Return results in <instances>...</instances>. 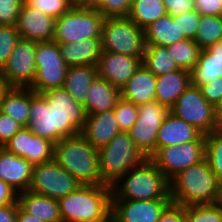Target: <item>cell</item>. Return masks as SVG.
I'll return each mask as SVG.
<instances>
[{"mask_svg":"<svg viewBox=\"0 0 222 222\" xmlns=\"http://www.w3.org/2000/svg\"><path fill=\"white\" fill-rule=\"evenodd\" d=\"M169 184L172 203L183 207L217 203L219 180L205 158L181 171Z\"/></svg>","mask_w":222,"mask_h":222,"instance_id":"obj_1","label":"cell"},{"mask_svg":"<svg viewBox=\"0 0 222 222\" xmlns=\"http://www.w3.org/2000/svg\"><path fill=\"white\" fill-rule=\"evenodd\" d=\"M53 159L82 185L106 184L101 179L98 149L81 134L54 144Z\"/></svg>","mask_w":222,"mask_h":222,"instance_id":"obj_2","label":"cell"},{"mask_svg":"<svg viewBox=\"0 0 222 222\" xmlns=\"http://www.w3.org/2000/svg\"><path fill=\"white\" fill-rule=\"evenodd\" d=\"M111 189V199H171L169 181L149 158L121 176Z\"/></svg>","mask_w":222,"mask_h":222,"instance_id":"obj_3","label":"cell"},{"mask_svg":"<svg viewBox=\"0 0 222 222\" xmlns=\"http://www.w3.org/2000/svg\"><path fill=\"white\" fill-rule=\"evenodd\" d=\"M110 185H80L58 199L63 222H93L111 210Z\"/></svg>","mask_w":222,"mask_h":222,"instance_id":"obj_4","label":"cell"},{"mask_svg":"<svg viewBox=\"0 0 222 222\" xmlns=\"http://www.w3.org/2000/svg\"><path fill=\"white\" fill-rule=\"evenodd\" d=\"M101 179L112 185L147 157L135 145L128 132H119L106 146L98 150Z\"/></svg>","mask_w":222,"mask_h":222,"instance_id":"obj_5","label":"cell"},{"mask_svg":"<svg viewBox=\"0 0 222 222\" xmlns=\"http://www.w3.org/2000/svg\"><path fill=\"white\" fill-rule=\"evenodd\" d=\"M104 19L103 14L90 3L77 2L68 12L55 19L53 41L65 44L101 38Z\"/></svg>","mask_w":222,"mask_h":222,"instance_id":"obj_6","label":"cell"},{"mask_svg":"<svg viewBox=\"0 0 222 222\" xmlns=\"http://www.w3.org/2000/svg\"><path fill=\"white\" fill-rule=\"evenodd\" d=\"M102 51L143 57L145 52L144 30L127 16L105 17L101 31Z\"/></svg>","mask_w":222,"mask_h":222,"instance_id":"obj_7","label":"cell"},{"mask_svg":"<svg viewBox=\"0 0 222 222\" xmlns=\"http://www.w3.org/2000/svg\"><path fill=\"white\" fill-rule=\"evenodd\" d=\"M170 112L205 135L221 128L216 108L203 97L201 89L194 85L182 93Z\"/></svg>","mask_w":222,"mask_h":222,"instance_id":"obj_8","label":"cell"},{"mask_svg":"<svg viewBox=\"0 0 222 222\" xmlns=\"http://www.w3.org/2000/svg\"><path fill=\"white\" fill-rule=\"evenodd\" d=\"M36 75L30 87L35 93H44L63 86L68 66L55 41L36 42Z\"/></svg>","mask_w":222,"mask_h":222,"instance_id":"obj_9","label":"cell"},{"mask_svg":"<svg viewBox=\"0 0 222 222\" xmlns=\"http://www.w3.org/2000/svg\"><path fill=\"white\" fill-rule=\"evenodd\" d=\"M206 135L197 141L159 148L149 159L170 182L177 174L205 158Z\"/></svg>","mask_w":222,"mask_h":222,"instance_id":"obj_10","label":"cell"},{"mask_svg":"<svg viewBox=\"0 0 222 222\" xmlns=\"http://www.w3.org/2000/svg\"><path fill=\"white\" fill-rule=\"evenodd\" d=\"M170 109L157 101L138 106V118L128 130L129 137L150 158L157 151V136Z\"/></svg>","mask_w":222,"mask_h":222,"instance_id":"obj_11","label":"cell"},{"mask_svg":"<svg viewBox=\"0 0 222 222\" xmlns=\"http://www.w3.org/2000/svg\"><path fill=\"white\" fill-rule=\"evenodd\" d=\"M82 185L65 171L54 159L33 166L29 191L35 194L59 199Z\"/></svg>","mask_w":222,"mask_h":222,"instance_id":"obj_12","label":"cell"},{"mask_svg":"<svg viewBox=\"0 0 222 222\" xmlns=\"http://www.w3.org/2000/svg\"><path fill=\"white\" fill-rule=\"evenodd\" d=\"M36 41L20 38L9 60L0 70V77L9 87L30 88L36 75Z\"/></svg>","mask_w":222,"mask_h":222,"instance_id":"obj_13","label":"cell"},{"mask_svg":"<svg viewBox=\"0 0 222 222\" xmlns=\"http://www.w3.org/2000/svg\"><path fill=\"white\" fill-rule=\"evenodd\" d=\"M3 148L33 166L53 160L54 143L35 135L27 127H22Z\"/></svg>","mask_w":222,"mask_h":222,"instance_id":"obj_14","label":"cell"},{"mask_svg":"<svg viewBox=\"0 0 222 222\" xmlns=\"http://www.w3.org/2000/svg\"><path fill=\"white\" fill-rule=\"evenodd\" d=\"M171 203V199H111V210L115 213L118 222H158Z\"/></svg>","mask_w":222,"mask_h":222,"instance_id":"obj_15","label":"cell"},{"mask_svg":"<svg viewBox=\"0 0 222 222\" xmlns=\"http://www.w3.org/2000/svg\"><path fill=\"white\" fill-rule=\"evenodd\" d=\"M143 57L109 53L102 51L97 63L98 76L118 89L128 82L142 64Z\"/></svg>","mask_w":222,"mask_h":222,"instance_id":"obj_16","label":"cell"},{"mask_svg":"<svg viewBox=\"0 0 222 222\" xmlns=\"http://www.w3.org/2000/svg\"><path fill=\"white\" fill-rule=\"evenodd\" d=\"M15 27L23 39L36 42L52 41L55 19L23 2Z\"/></svg>","mask_w":222,"mask_h":222,"instance_id":"obj_17","label":"cell"},{"mask_svg":"<svg viewBox=\"0 0 222 222\" xmlns=\"http://www.w3.org/2000/svg\"><path fill=\"white\" fill-rule=\"evenodd\" d=\"M32 173L30 162L0 147V180L19 194L29 190Z\"/></svg>","mask_w":222,"mask_h":222,"instance_id":"obj_18","label":"cell"},{"mask_svg":"<svg viewBox=\"0 0 222 222\" xmlns=\"http://www.w3.org/2000/svg\"><path fill=\"white\" fill-rule=\"evenodd\" d=\"M29 115L27 128L35 135L48 139L54 144L62 139L54 129L52 106H48L42 93H35L32 89Z\"/></svg>","mask_w":222,"mask_h":222,"instance_id":"obj_19","label":"cell"},{"mask_svg":"<svg viewBox=\"0 0 222 222\" xmlns=\"http://www.w3.org/2000/svg\"><path fill=\"white\" fill-rule=\"evenodd\" d=\"M119 132L114 110L87 115L80 134L96 149L106 146Z\"/></svg>","mask_w":222,"mask_h":222,"instance_id":"obj_20","label":"cell"},{"mask_svg":"<svg viewBox=\"0 0 222 222\" xmlns=\"http://www.w3.org/2000/svg\"><path fill=\"white\" fill-rule=\"evenodd\" d=\"M156 80L157 77L141 64L128 82L120 89L121 98L138 106L156 101Z\"/></svg>","mask_w":222,"mask_h":222,"instance_id":"obj_21","label":"cell"},{"mask_svg":"<svg viewBox=\"0 0 222 222\" xmlns=\"http://www.w3.org/2000/svg\"><path fill=\"white\" fill-rule=\"evenodd\" d=\"M42 94L48 106H52L53 110L62 114L79 133L82 131L87 118L85 107L76 102L66 89L59 87Z\"/></svg>","mask_w":222,"mask_h":222,"instance_id":"obj_22","label":"cell"},{"mask_svg":"<svg viewBox=\"0 0 222 222\" xmlns=\"http://www.w3.org/2000/svg\"><path fill=\"white\" fill-rule=\"evenodd\" d=\"M203 135L195 126L171 112L164 119L157 136V150L162 147L197 141Z\"/></svg>","mask_w":222,"mask_h":222,"instance_id":"obj_23","label":"cell"},{"mask_svg":"<svg viewBox=\"0 0 222 222\" xmlns=\"http://www.w3.org/2000/svg\"><path fill=\"white\" fill-rule=\"evenodd\" d=\"M222 77V41L202 49L191 71L192 85L201 87Z\"/></svg>","mask_w":222,"mask_h":222,"instance_id":"obj_24","label":"cell"},{"mask_svg":"<svg viewBox=\"0 0 222 222\" xmlns=\"http://www.w3.org/2000/svg\"><path fill=\"white\" fill-rule=\"evenodd\" d=\"M58 45L68 67L97 66L102 54L101 38L85 39Z\"/></svg>","mask_w":222,"mask_h":222,"instance_id":"obj_25","label":"cell"},{"mask_svg":"<svg viewBox=\"0 0 222 222\" xmlns=\"http://www.w3.org/2000/svg\"><path fill=\"white\" fill-rule=\"evenodd\" d=\"M190 85H192L191 72L184 69L159 76L155 86L156 101L171 109Z\"/></svg>","mask_w":222,"mask_h":222,"instance_id":"obj_26","label":"cell"},{"mask_svg":"<svg viewBox=\"0 0 222 222\" xmlns=\"http://www.w3.org/2000/svg\"><path fill=\"white\" fill-rule=\"evenodd\" d=\"M120 98V89L97 76L89 88L87 101L84 106L85 111L87 115H92L113 110Z\"/></svg>","mask_w":222,"mask_h":222,"instance_id":"obj_27","label":"cell"},{"mask_svg":"<svg viewBox=\"0 0 222 222\" xmlns=\"http://www.w3.org/2000/svg\"><path fill=\"white\" fill-rule=\"evenodd\" d=\"M17 202L26 213L34 215L44 222H63L57 199L28 190L18 194Z\"/></svg>","mask_w":222,"mask_h":222,"instance_id":"obj_28","label":"cell"},{"mask_svg":"<svg viewBox=\"0 0 222 222\" xmlns=\"http://www.w3.org/2000/svg\"><path fill=\"white\" fill-rule=\"evenodd\" d=\"M31 103V89L8 87L1 99L0 111L27 127Z\"/></svg>","mask_w":222,"mask_h":222,"instance_id":"obj_29","label":"cell"},{"mask_svg":"<svg viewBox=\"0 0 222 222\" xmlns=\"http://www.w3.org/2000/svg\"><path fill=\"white\" fill-rule=\"evenodd\" d=\"M97 76V66L68 67L62 87L68 91L76 102L85 106L89 88Z\"/></svg>","mask_w":222,"mask_h":222,"instance_id":"obj_30","label":"cell"},{"mask_svg":"<svg viewBox=\"0 0 222 222\" xmlns=\"http://www.w3.org/2000/svg\"><path fill=\"white\" fill-rule=\"evenodd\" d=\"M146 45L168 46L184 36L178 28V16L165 15L144 29Z\"/></svg>","mask_w":222,"mask_h":222,"instance_id":"obj_31","label":"cell"},{"mask_svg":"<svg viewBox=\"0 0 222 222\" xmlns=\"http://www.w3.org/2000/svg\"><path fill=\"white\" fill-rule=\"evenodd\" d=\"M167 14L163 0H133L127 17L144 30Z\"/></svg>","mask_w":222,"mask_h":222,"instance_id":"obj_32","label":"cell"},{"mask_svg":"<svg viewBox=\"0 0 222 222\" xmlns=\"http://www.w3.org/2000/svg\"><path fill=\"white\" fill-rule=\"evenodd\" d=\"M142 64L156 77L180 69L169 54L167 47L159 45H146Z\"/></svg>","mask_w":222,"mask_h":222,"instance_id":"obj_33","label":"cell"},{"mask_svg":"<svg viewBox=\"0 0 222 222\" xmlns=\"http://www.w3.org/2000/svg\"><path fill=\"white\" fill-rule=\"evenodd\" d=\"M194 41L201 49L222 41V16L201 15Z\"/></svg>","mask_w":222,"mask_h":222,"instance_id":"obj_34","label":"cell"},{"mask_svg":"<svg viewBox=\"0 0 222 222\" xmlns=\"http://www.w3.org/2000/svg\"><path fill=\"white\" fill-rule=\"evenodd\" d=\"M166 47L178 67L189 72L193 70L202 50L190 39H183Z\"/></svg>","mask_w":222,"mask_h":222,"instance_id":"obj_35","label":"cell"},{"mask_svg":"<svg viewBox=\"0 0 222 222\" xmlns=\"http://www.w3.org/2000/svg\"><path fill=\"white\" fill-rule=\"evenodd\" d=\"M205 159L211 170L222 179V129L206 134Z\"/></svg>","mask_w":222,"mask_h":222,"instance_id":"obj_36","label":"cell"},{"mask_svg":"<svg viewBox=\"0 0 222 222\" xmlns=\"http://www.w3.org/2000/svg\"><path fill=\"white\" fill-rule=\"evenodd\" d=\"M186 222H222V205L203 204L184 206Z\"/></svg>","mask_w":222,"mask_h":222,"instance_id":"obj_37","label":"cell"},{"mask_svg":"<svg viewBox=\"0 0 222 222\" xmlns=\"http://www.w3.org/2000/svg\"><path fill=\"white\" fill-rule=\"evenodd\" d=\"M27 6L39 10L54 19L61 17L68 12L78 1L77 0H24Z\"/></svg>","mask_w":222,"mask_h":222,"instance_id":"obj_38","label":"cell"},{"mask_svg":"<svg viewBox=\"0 0 222 222\" xmlns=\"http://www.w3.org/2000/svg\"><path fill=\"white\" fill-rule=\"evenodd\" d=\"M20 38L15 25H0V70L9 60Z\"/></svg>","mask_w":222,"mask_h":222,"instance_id":"obj_39","label":"cell"},{"mask_svg":"<svg viewBox=\"0 0 222 222\" xmlns=\"http://www.w3.org/2000/svg\"><path fill=\"white\" fill-rule=\"evenodd\" d=\"M113 110L115 112L120 130L123 132H128L138 118V105L120 98L115 104Z\"/></svg>","mask_w":222,"mask_h":222,"instance_id":"obj_40","label":"cell"},{"mask_svg":"<svg viewBox=\"0 0 222 222\" xmlns=\"http://www.w3.org/2000/svg\"><path fill=\"white\" fill-rule=\"evenodd\" d=\"M133 0H91L89 3L104 17L128 16Z\"/></svg>","mask_w":222,"mask_h":222,"instance_id":"obj_41","label":"cell"},{"mask_svg":"<svg viewBox=\"0 0 222 222\" xmlns=\"http://www.w3.org/2000/svg\"><path fill=\"white\" fill-rule=\"evenodd\" d=\"M201 14L197 10L178 15V28L185 39L194 40Z\"/></svg>","mask_w":222,"mask_h":222,"instance_id":"obj_42","label":"cell"},{"mask_svg":"<svg viewBox=\"0 0 222 222\" xmlns=\"http://www.w3.org/2000/svg\"><path fill=\"white\" fill-rule=\"evenodd\" d=\"M23 0H0V25H15Z\"/></svg>","mask_w":222,"mask_h":222,"instance_id":"obj_43","label":"cell"},{"mask_svg":"<svg viewBox=\"0 0 222 222\" xmlns=\"http://www.w3.org/2000/svg\"><path fill=\"white\" fill-rule=\"evenodd\" d=\"M21 128L17 121L0 111V147H4Z\"/></svg>","mask_w":222,"mask_h":222,"instance_id":"obj_44","label":"cell"},{"mask_svg":"<svg viewBox=\"0 0 222 222\" xmlns=\"http://www.w3.org/2000/svg\"><path fill=\"white\" fill-rule=\"evenodd\" d=\"M203 97L215 108L222 99V77L200 87Z\"/></svg>","mask_w":222,"mask_h":222,"instance_id":"obj_45","label":"cell"},{"mask_svg":"<svg viewBox=\"0 0 222 222\" xmlns=\"http://www.w3.org/2000/svg\"><path fill=\"white\" fill-rule=\"evenodd\" d=\"M163 3L170 16H178L195 10L194 0H163Z\"/></svg>","mask_w":222,"mask_h":222,"instance_id":"obj_46","label":"cell"},{"mask_svg":"<svg viewBox=\"0 0 222 222\" xmlns=\"http://www.w3.org/2000/svg\"><path fill=\"white\" fill-rule=\"evenodd\" d=\"M54 129L62 138H69L80 133L68 122L65 117L53 110Z\"/></svg>","mask_w":222,"mask_h":222,"instance_id":"obj_47","label":"cell"},{"mask_svg":"<svg viewBox=\"0 0 222 222\" xmlns=\"http://www.w3.org/2000/svg\"><path fill=\"white\" fill-rule=\"evenodd\" d=\"M194 6L201 15L222 16V0H194Z\"/></svg>","mask_w":222,"mask_h":222,"instance_id":"obj_48","label":"cell"},{"mask_svg":"<svg viewBox=\"0 0 222 222\" xmlns=\"http://www.w3.org/2000/svg\"><path fill=\"white\" fill-rule=\"evenodd\" d=\"M158 222H186L184 207L171 203L163 212Z\"/></svg>","mask_w":222,"mask_h":222,"instance_id":"obj_49","label":"cell"},{"mask_svg":"<svg viewBox=\"0 0 222 222\" xmlns=\"http://www.w3.org/2000/svg\"><path fill=\"white\" fill-rule=\"evenodd\" d=\"M18 193L13 190L7 183L0 180V207L18 203Z\"/></svg>","mask_w":222,"mask_h":222,"instance_id":"obj_50","label":"cell"},{"mask_svg":"<svg viewBox=\"0 0 222 222\" xmlns=\"http://www.w3.org/2000/svg\"><path fill=\"white\" fill-rule=\"evenodd\" d=\"M17 203L0 207V222H17Z\"/></svg>","mask_w":222,"mask_h":222,"instance_id":"obj_51","label":"cell"},{"mask_svg":"<svg viewBox=\"0 0 222 222\" xmlns=\"http://www.w3.org/2000/svg\"><path fill=\"white\" fill-rule=\"evenodd\" d=\"M17 222H44L38 217L26 213L17 203V215H16Z\"/></svg>","mask_w":222,"mask_h":222,"instance_id":"obj_52","label":"cell"},{"mask_svg":"<svg viewBox=\"0 0 222 222\" xmlns=\"http://www.w3.org/2000/svg\"><path fill=\"white\" fill-rule=\"evenodd\" d=\"M93 222H118V219L115 213L112 210H110L101 219L95 220Z\"/></svg>","mask_w":222,"mask_h":222,"instance_id":"obj_53","label":"cell"},{"mask_svg":"<svg viewBox=\"0 0 222 222\" xmlns=\"http://www.w3.org/2000/svg\"><path fill=\"white\" fill-rule=\"evenodd\" d=\"M9 86L5 83V81L0 77V106H1V99H2V96L4 94V92L6 91V89L8 88Z\"/></svg>","mask_w":222,"mask_h":222,"instance_id":"obj_54","label":"cell"},{"mask_svg":"<svg viewBox=\"0 0 222 222\" xmlns=\"http://www.w3.org/2000/svg\"><path fill=\"white\" fill-rule=\"evenodd\" d=\"M216 115L218 117V120L222 122V99H221V102L216 107Z\"/></svg>","mask_w":222,"mask_h":222,"instance_id":"obj_55","label":"cell"},{"mask_svg":"<svg viewBox=\"0 0 222 222\" xmlns=\"http://www.w3.org/2000/svg\"><path fill=\"white\" fill-rule=\"evenodd\" d=\"M217 204L222 205V179L219 180V194H218Z\"/></svg>","mask_w":222,"mask_h":222,"instance_id":"obj_56","label":"cell"},{"mask_svg":"<svg viewBox=\"0 0 222 222\" xmlns=\"http://www.w3.org/2000/svg\"><path fill=\"white\" fill-rule=\"evenodd\" d=\"M77 1L82 3H89L91 0H77Z\"/></svg>","mask_w":222,"mask_h":222,"instance_id":"obj_57","label":"cell"}]
</instances>
